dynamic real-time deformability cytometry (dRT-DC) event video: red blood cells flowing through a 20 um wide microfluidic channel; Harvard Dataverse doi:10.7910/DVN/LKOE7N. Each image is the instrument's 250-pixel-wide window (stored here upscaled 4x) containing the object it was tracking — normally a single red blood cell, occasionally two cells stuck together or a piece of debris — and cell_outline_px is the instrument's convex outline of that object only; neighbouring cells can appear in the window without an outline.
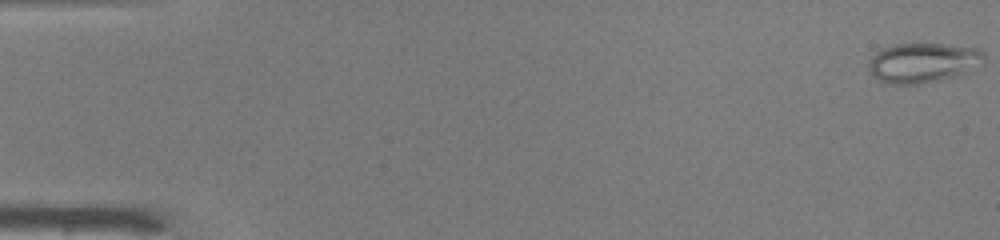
{"species": "common noctule bat (a hibernating species)", "species_latin": "Nyctalus noctula", "temperature_condition": "warm", "stored_images_in_passage": 49, "camera_frame_rate_fps": 3000, "um_per_image_px": 0.085, "animal": {"sex": "male", "body_mass_g": 19.0, "forearm_length_mm": 50.8}, "frame": {"image": 1, "passage_image": 1, "time_ms": 0.0, "image_size_px": [1000, 240], "cell_outline_px": [[984, 60], [956, 76], [940, 80], [920, 84], [888, 84], [872, 76], [868, 68], [868, 64], [872, 56], [876, 52], [884, 48], [896, 44], [940, 44], [976, 48], [984, 52]], "centroid_in_image_um": [78.38, 5.34], "position_along_channel_um": 6.6, "area_um2": 26.36}}
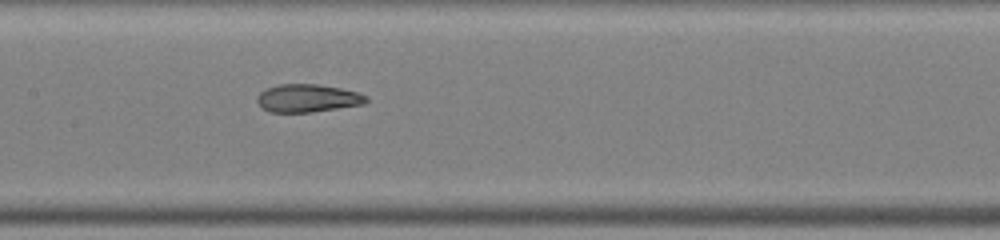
{"frame": {"image": 2, "passage_image": 25, "time_ms": 8.0, "image_size_px": [1000, 240], "cell_outline_px": [[368, 100], [364, 104], [312, 112], [272, 112], [264, 108], [256, 100], [256, 96], [264, 88], [280, 84], [316, 84], [340, 88], [356, 92], [368, 96]], "centroid_in_image_um": [26.13, 8.34], "position_along_channel_um": 181.3, "area_um2": 17.69}}
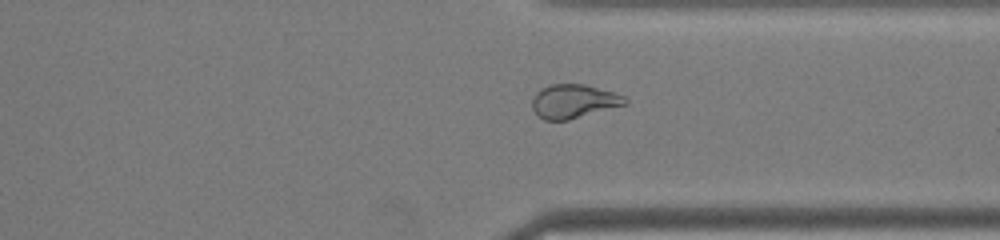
{"frame": {"image": 3, "passage_image": 38, "time_ms": 12.333, "image_size_px": [1000, 240], "cell_outline_px": [[628, 104], [568, 120], [544, 120], [532, 108], [532, 100], [536, 92], [552, 84], [584, 84], [612, 92], [624, 96], [628, 100]], "centroid_in_image_um": [48.78, 8.61], "position_along_channel_um": 362.6, "area_um2": 18.09}, "authors_computed_cell_mechanics": {"area_um2": 20.9236, "velocity_mm_per_s": 4.1743, "shape_relaxation_time_tau1_ms": null, "shape_relaxation_time_tau2_ms": 1.2129, "deformation_change_tau1": null, "deformation_change_tau2": 0.0756}}